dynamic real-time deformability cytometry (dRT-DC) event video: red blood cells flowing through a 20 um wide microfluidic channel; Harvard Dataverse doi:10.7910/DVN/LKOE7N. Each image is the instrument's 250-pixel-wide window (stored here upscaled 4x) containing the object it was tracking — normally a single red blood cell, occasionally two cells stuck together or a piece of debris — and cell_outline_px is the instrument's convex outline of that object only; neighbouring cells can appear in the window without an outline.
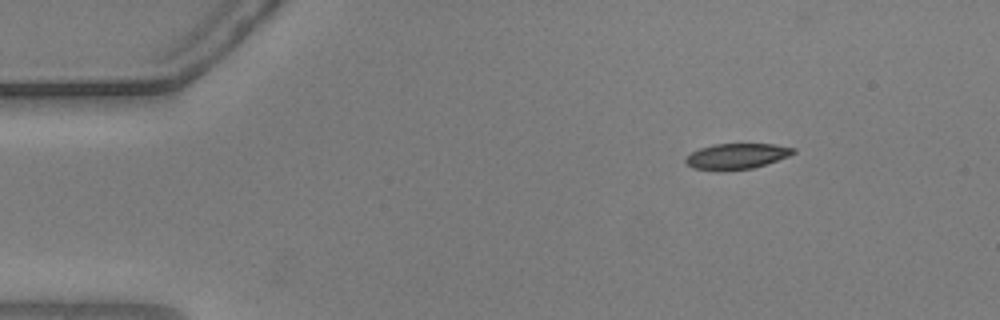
{"species": "common noctule bat (a hibernating species)", "species_latin": "Nyctalus noctula", "temperature_condition": "warm", "stored_images_in_passage": 56, "camera_frame_rate_fps": 3000, "um_per_image_px": 0.085, "animal": {"sex": "male", "body_mass_g": 20.5, "forearm_length_mm": 52.5}, "frame": {"image": 1, "passage_image": 8, "time_ms": 2.333, "image_size_px": [1000, 320], "cell_outline_px": [[796, 152], [788, 156], [752, 168], [692, 168], [684, 160], [692, 152], [700, 148], [712, 144], [772, 144], [796, 148]], "centroid_in_image_um": [62.65, 13.23], "position_along_channel_um": 22.3, "area_um2": 15.26}}
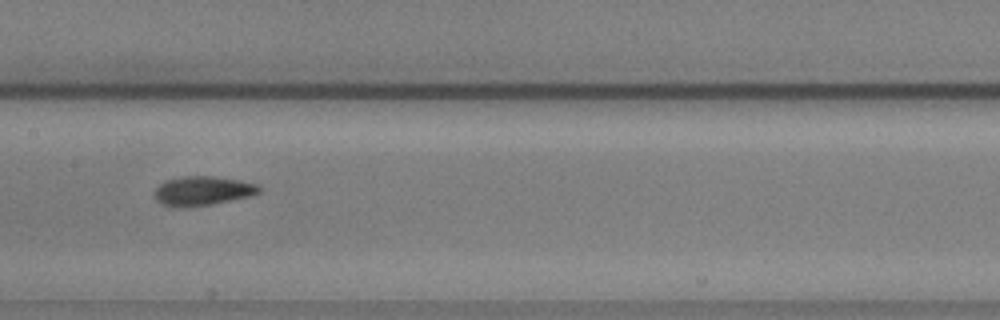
{"frame": {"image": 2, "passage_image": 28, "time_ms": 9.0, "image_size_px": [1000, 320], "cell_outline_px": [[260, 192], [252, 196], [212, 204], [188, 208], [172, 208], [160, 204], [152, 196], [156, 188], [164, 180], [180, 176], [212, 176], [240, 180], [260, 184]], "centroid_in_image_um": [17.18, 16.24], "position_along_channel_um": 190.2, "area_um2": 18.44}}
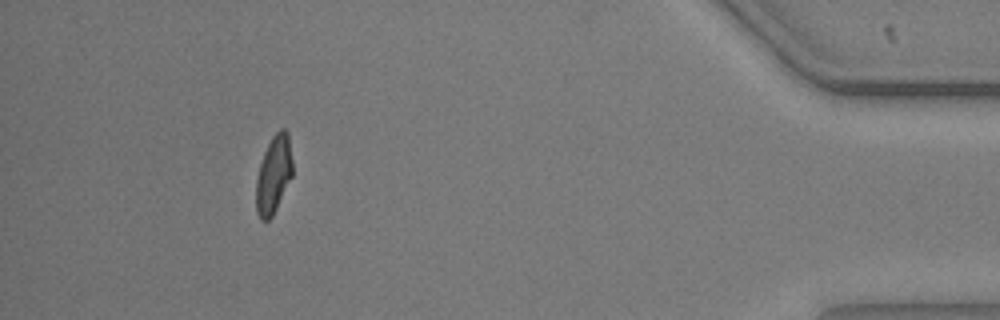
{"frame": {"image": 3, "passage_image": 51, "time_ms": 16.667, "image_size_px": [1000, 320], "cell_outline_px": [[292, 176], [272, 216], [268, 220], [260, 220], [256, 212], [256, 180], [260, 164], [264, 152], [272, 136], [280, 128], [284, 128], [288, 132], [292, 160]], "centroid_in_image_um": [23.25, 14.82], "position_along_channel_um": 411.9, "area_um2": 16.42}, "authors_computed_cell_mechanics": {"area_um2": 17.0799, "velocity_mm_per_s": 3.6788, "shape_relaxation_time_tau1_ms": 3.2771, "shape_relaxation_time_tau2_ms": 2.0218, "deformation_change_tau1": 0.1452, "deformation_change_tau2": 0.0741}}